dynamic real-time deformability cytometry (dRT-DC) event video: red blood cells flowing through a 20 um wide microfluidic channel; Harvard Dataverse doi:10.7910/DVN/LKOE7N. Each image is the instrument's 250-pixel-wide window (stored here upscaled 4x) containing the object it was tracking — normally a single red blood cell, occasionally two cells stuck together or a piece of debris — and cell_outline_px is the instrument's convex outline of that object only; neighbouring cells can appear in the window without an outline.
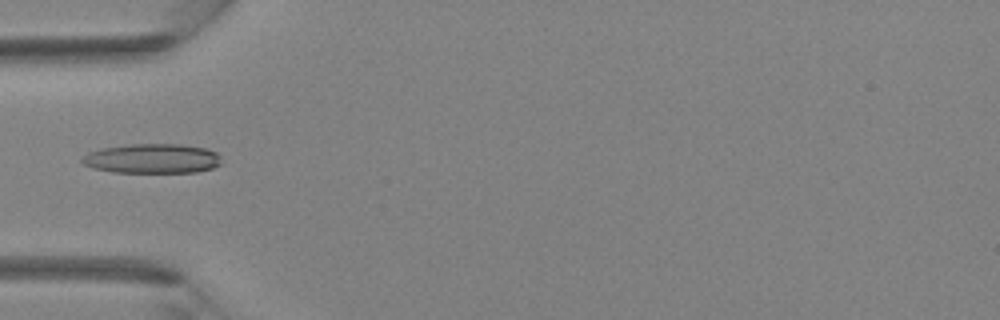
{"species": "Egyptian fruit bat (a non-hibernating species)", "species_latin": "Rousettus aegyptiacus", "temperature_condition": "room temperature", "stored_images_in_passage": 42, "camera_frame_rate_fps": 3000, "um_per_image_px": 0.085, "animal": {"sex": "female"}, "frame": {"image": 1, "passage_image": 14, "time_ms": 4.333, "image_size_px": [1000, 320], "cell_outline_px": [[220, 164], [212, 168], [196, 172], [112, 172], [92, 168], [84, 164], [80, 160], [88, 152], [100, 148], [128, 144], [180, 144], [208, 148], [216, 152], [220, 156]], "centroid_in_image_um": [12.93, 13.47], "position_along_channel_um": 72.1, "area_um2": 24.16}}
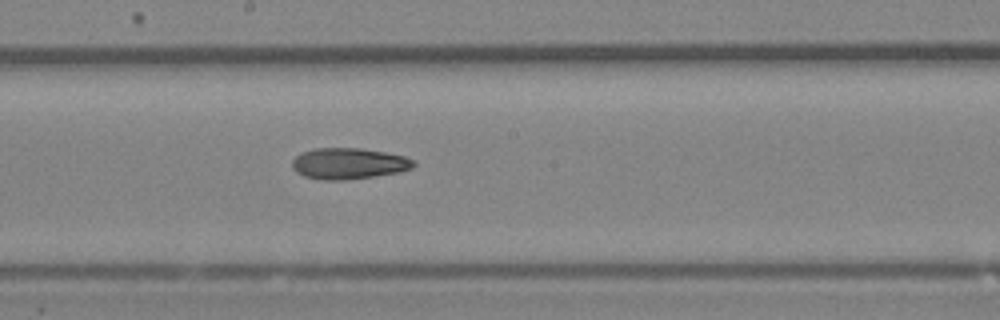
{"frame": {"image": 2, "passage_image": 23, "time_ms": 7.333, "image_size_px": [1000, 320], "cell_outline_px": [[416, 164], [412, 168], [400, 172], [344, 180], [320, 180], [304, 176], [296, 172], [292, 168], [292, 160], [296, 156], [304, 152], [316, 148], [360, 148], [384, 152], [404, 156], [416, 160]], "centroid_in_image_um": [29.64, 13.9], "position_along_channel_um": 218.6, "area_um2": 22.02}}
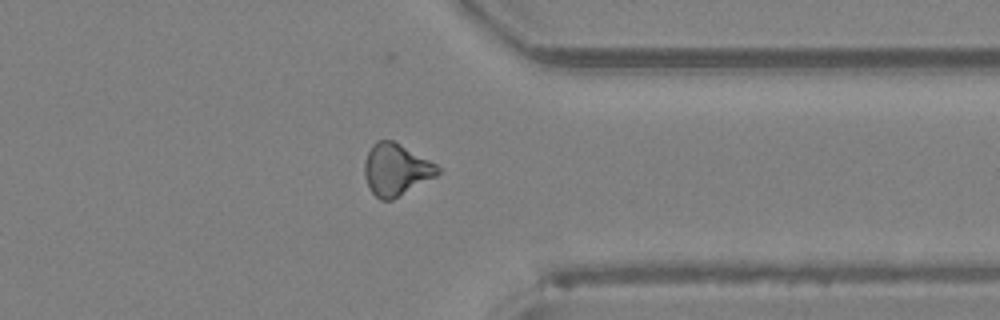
{"frame": {"image": 3, "passage_image": 33, "time_ms": 10.667, "image_size_px": [1000, 320], "cell_outline_px": [[440, 172], [436, 176], [392, 200], [380, 200], [372, 192], [364, 176], [364, 164], [368, 152], [372, 144], [376, 140], [392, 140], [400, 144], [436, 164], [440, 168]], "centroid_in_image_um": [33.65, 14.42], "position_along_channel_um": 377.8, "area_um2": 21.91}}